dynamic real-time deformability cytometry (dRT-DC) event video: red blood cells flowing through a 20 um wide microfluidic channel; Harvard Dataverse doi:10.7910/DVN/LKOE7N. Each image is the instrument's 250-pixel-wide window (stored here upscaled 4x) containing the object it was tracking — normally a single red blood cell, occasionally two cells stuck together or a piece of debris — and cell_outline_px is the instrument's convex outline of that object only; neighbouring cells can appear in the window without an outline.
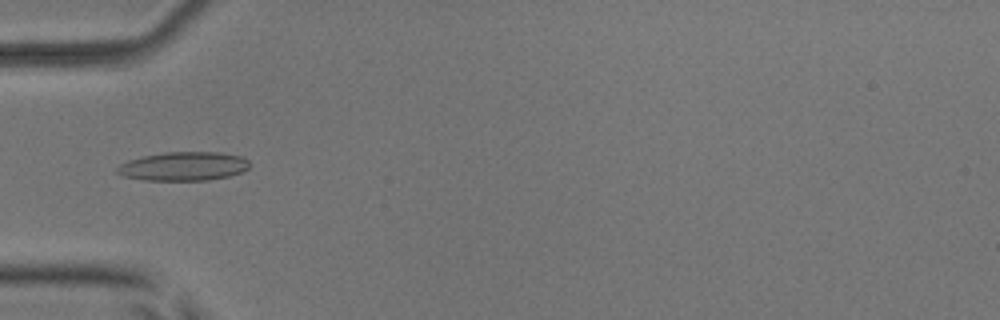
{"species": "common noctule bat (a hibernating species)", "species_latin": "Nyctalus noctula", "temperature_condition": "room temperature", "stored_images_in_passage": 3, "camera_frame_rate_fps": 3000, "um_per_image_px": 0.085, "animal": {"sex": "male", "body_mass_g": 17.9, "forearm_length_mm": 54.2}, "frame": {"image": 1, "passage_image": 2, "time_ms": 1.333, "image_size_px": [1000, 320], "cell_outline_px": [[248, 168], [240, 172], [228, 176], [208, 180], [144, 180], [124, 176], [116, 172], [116, 168], [120, 164], [128, 160], [144, 156], [164, 152], [220, 152], [240, 156], [248, 160]], "centroid_in_image_um": [15.57, 14.13], "position_along_channel_um": 69.4, "area_um2": 22.08}}
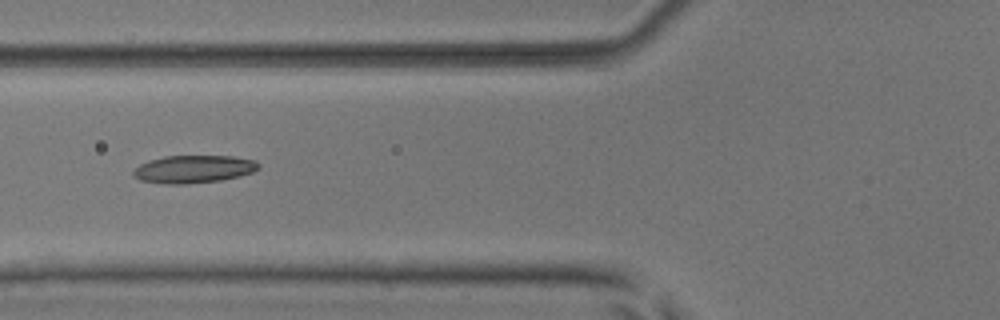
{"frame": {"image": 2, "passage_image": 3, "time_ms": 2.333, "image_size_px": [1000, 320], "cell_outline_px": [[260, 168], [252, 172], [240, 176], [220, 180], [184, 184], [164, 184], [140, 180], [132, 176], [132, 172], [140, 164], [148, 160], [164, 156], [232, 156], [256, 160], [260, 164]], "centroid_in_image_um": [16.45, 14.37], "position_along_channel_um": 109.4, "area_um2": 20.35}}